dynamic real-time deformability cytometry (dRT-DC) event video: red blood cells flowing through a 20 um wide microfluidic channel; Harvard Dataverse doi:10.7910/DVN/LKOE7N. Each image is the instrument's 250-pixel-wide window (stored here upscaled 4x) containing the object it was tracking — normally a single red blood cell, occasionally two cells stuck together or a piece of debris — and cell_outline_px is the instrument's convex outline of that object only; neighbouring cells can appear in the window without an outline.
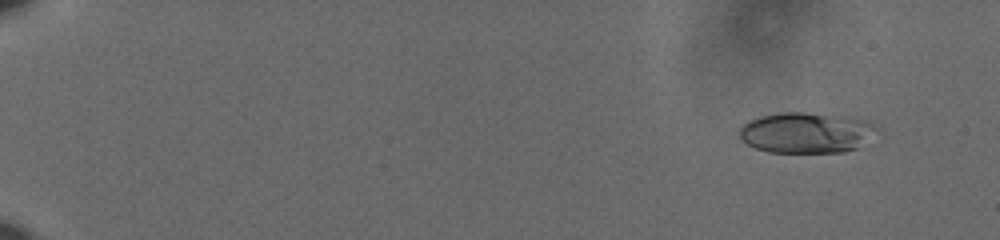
{"species": "human", "species_latin": "Homo sapiens", "temperature_condition": "cold", "stored_images_in_passage": 55, "camera_frame_rate_fps": 3000, "um_per_image_px": 0.085, "donor": {"sex": "male"}, "frame": {"image": 1, "passage_image": 1, "time_ms": 0.0, "image_size_px": [1000, 240], "cell_outline_px": [[876, 128], [856, 148], [844, 152], [768, 152], [756, 148], [740, 140], [740, 128], [748, 120], [760, 116], [776, 112], [804, 112], [852, 116], [868, 120]], "centroid_in_image_um": [68.46, 11.25], "position_along_channel_um": 16.5, "area_um2": 32.48}}
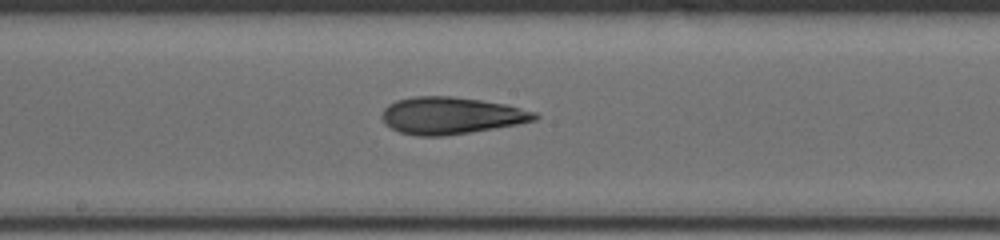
{"frame": {"image": 2, "passage_image": 31, "time_ms": 10.0, "image_size_px": [1000, 240], "cell_outline_px": [[540, 116], [536, 120], [516, 124], [444, 136], [416, 136], [400, 132], [384, 124], [380, 116], [384, 108], [388, 104], [396, 100], [412, 96], [452, 96], [480, 100], [504, 104], [536, 112]], "centroid_in_image_um": [38.28, 9.82], "position_along_channel_um": 209.9, "area_um2": 32.89}}
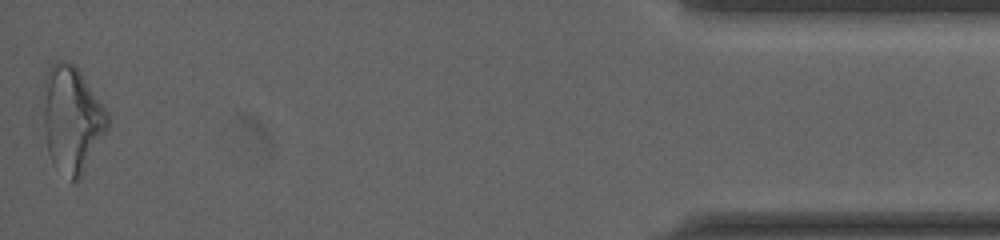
{"frame": {"image": 3, "passage_image": 55, "time_ms": 18.0, "image_size_px": [1000, 240], "cell_outline_px": [[108, 128], [80, 180], [72, 184], [52, 160], [48, 152], [44, 128], [44, 72], [56, 60], [64, 60], [76, 64], [108, 112]], "centroid_in_image_um": [6.12, 10.11], "position_along_channel_um": 429.1, "area_um2": 40.17}, "authors_computed_cell_mechanics": {"area_um2": 32.2524, "velocity_mm_per_s": 3.6469, "shape_relaxation_time_tau1_ms": 7.2436, "shape_relaxation_time_tau2_ms": 2.4931, "deformation_change_tau1": 0.1837, "deformation_change_tau2": 0.1104}}